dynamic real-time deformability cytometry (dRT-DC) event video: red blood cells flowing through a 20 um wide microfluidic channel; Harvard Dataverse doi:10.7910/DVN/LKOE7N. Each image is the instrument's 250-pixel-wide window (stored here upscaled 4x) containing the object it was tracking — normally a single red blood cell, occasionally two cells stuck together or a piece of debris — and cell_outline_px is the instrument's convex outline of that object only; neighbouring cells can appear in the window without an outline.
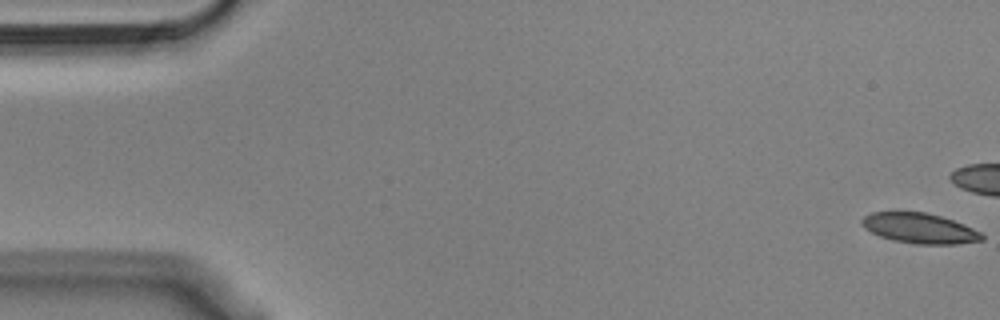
{"species": "Egyptian fruit bat (a non-hibernating species)", "species_latin": "Rousettus aegyptiacus", "temperature_condition": "cold", "stored_images_in_passage": 44, "camera_frame_rate_fps": 3000, "um_per_image_px": 0.085, "animal": {"sex": "male"}, "frame": {"image": 1, "passage_image": 1, "time_ms": 0.0, "image_size_px": [1000, 320], "cell_outline_px": [[984, 240], [956, 244], [916, 244], [896, 240], [880, 236], [864, 228], [860, 224], [860, 220], [864, 216], [872, 212], [924, 212], [940, 216], [964, 224], [980, 232], [984, 236]], "centroid_in_image_um": [78.16, 19.4], "position_along_channel_um": 6.8, "area_um2": 20.98}}
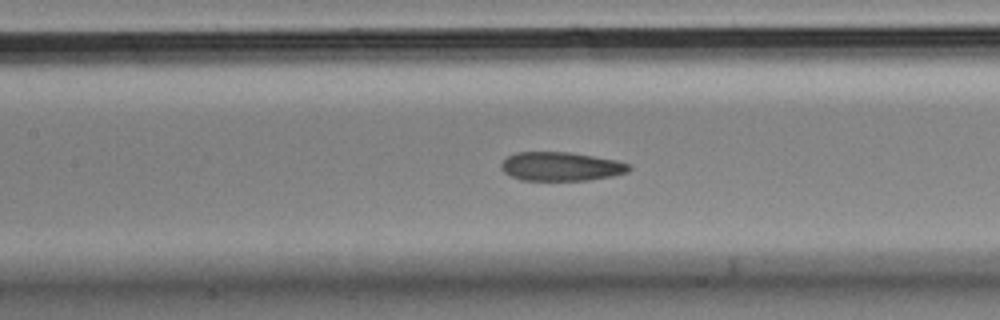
{"frame": {"image": 2, "passage_image": 25, "time_ms": 8.0, "image_size_px": [1000, 320], "cell_outline_px": [[632, 168], [628, 172], [612, 176], [588, 180], [520, 180], [504, 172], [500, 168], [500, 164], [508, 156], [516, 152], [568, 152], [616, 160], [632, 164]], "centroid_in_image_um": [47.7, 14.15], "position_along_channel_um": 159.7, "area_um2": 21.5}}
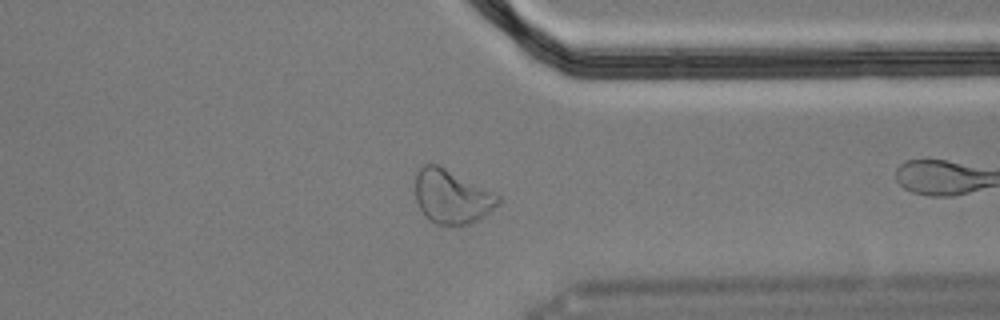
{"frame": {"image": 3, "passage_image": 43, "time_ms": 14.0, "image_size_px": [1000, 320], "cell_outline_px": [[500, 204], [484, 216], [468, 224], [436, 224], [424, 216], [416, 200], [416, 172], [424, 164], [436, 164], [496, 192], [500, 196]], "centroid_in_image_um": [38.42, 16.71], "position_along_channel_um": 373.0, "area_um2": 25.89}}